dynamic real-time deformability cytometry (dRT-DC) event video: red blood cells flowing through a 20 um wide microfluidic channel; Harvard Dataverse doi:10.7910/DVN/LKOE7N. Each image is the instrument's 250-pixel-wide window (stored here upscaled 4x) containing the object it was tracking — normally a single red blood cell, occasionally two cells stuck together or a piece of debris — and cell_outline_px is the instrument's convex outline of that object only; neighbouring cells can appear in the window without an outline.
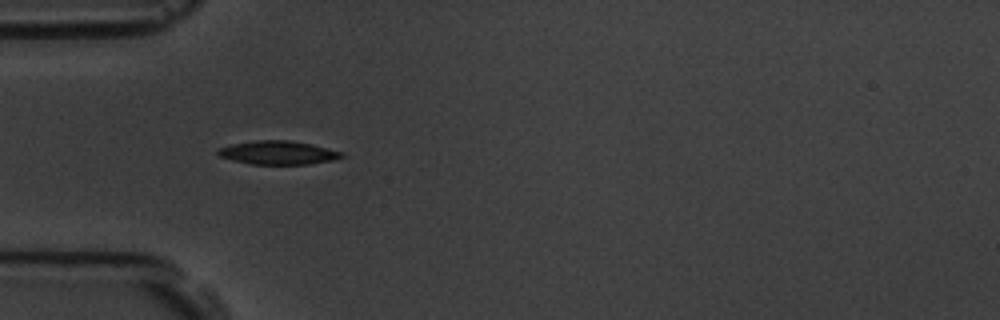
{"species": "common noctule bat (a hibernating species)", "species_latin": "Nyctalus noctula", "temperature_condition": "room temperature", "stored_images_in_passage": 5, "camera_frame_rate_fps": 3000, "um_per_image_px": 0.085, "animal": {"sex": "male", "body_mass_g": 19.5, "forearm_length_mm": 54.6}, "frame": {"image": 1, "passage_image": 1, "time_ms": 0.0, "image_size_px": [1000, 320], "cell_outline_px": [[344, 156], [332, 160], [308, 164], [252, 164], [232, 160], [220, 156], [216, 152], [220, 148], [232, 144], [260, 140], [288, 140], [312, 144], [340, 152]], "centroid_in_image_um": [23.61, 12.98], "position_along_channel_um": 61.4, "area_um2": 16.65}}
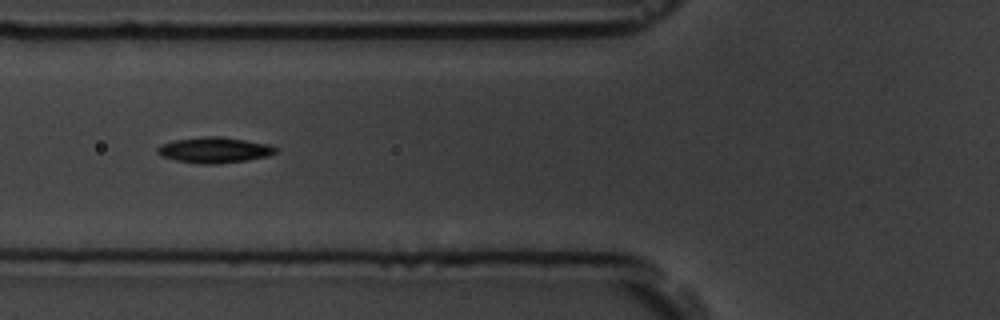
{"frame": {"image": 2, "passage_image": 2, "time_ms": 1.333, "image_size_px": [1000, 320], "cell_outline_px": [[276, 152], [268, 156], [248, 160], [216, 164], [196, 164], [176, 160], [160, 156], [156, 152], [156, 148], [160, 144], [176, 140], [204, 136], [220, 136], [268, 144], [276, 148]], "centroid_in_image_um": [18.17, 12.76], "position_along_channel_um": 107.6, "area_um2": 17.74}}
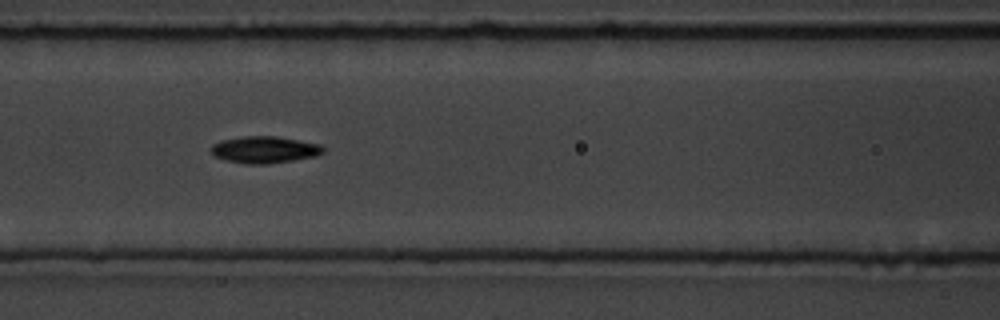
{"frame": {"image": 3, "passage_image": 3, "time_ms": 2.333, "image_size_px": [1000, 320], "cell_outline_px": [[324, 152], [316, 156], [268, 164], [244, 164], [212, 156], [208, 148], [212, 144], [220, 140], [244, 136], [276, 136], [320, 144], [324, 148]], "centroid_in_image_um": [22.43, 12.72], "position_along_channel_um": 144.2, "area_um2": 17.69}}